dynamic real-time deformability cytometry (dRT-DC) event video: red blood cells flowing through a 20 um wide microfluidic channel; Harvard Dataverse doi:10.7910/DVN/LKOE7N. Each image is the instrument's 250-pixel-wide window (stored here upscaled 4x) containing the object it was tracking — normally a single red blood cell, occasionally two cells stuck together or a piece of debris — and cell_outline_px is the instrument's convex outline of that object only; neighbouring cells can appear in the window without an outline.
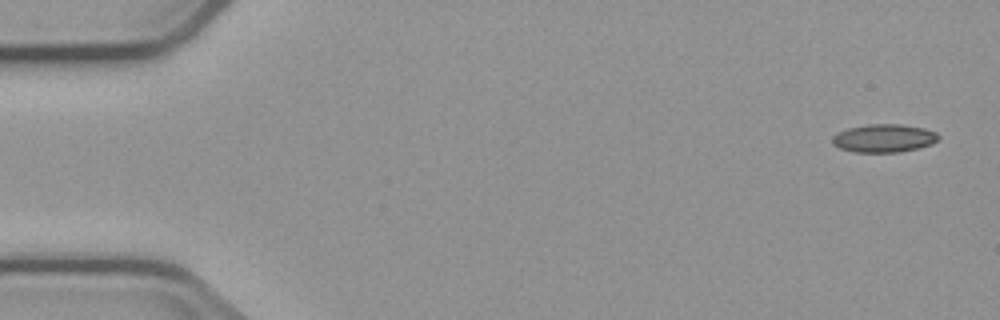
{"species": "common noctule bat (a hibernating species)", "species_latin": "Nyctalus noctula", "temperature_condition": "cold", "stored_images_in_passage": 6, "camera_frame_rate_fps": 3000, "um_per_image_px": 0.085, "animal": {"sex": "male", "body_mass_g": 23.1, "forearm_length_mm": 52.7}, "frame": {"image": 1, "passage_image": 1, "time_ms": 0.0, "image_size_px": [1000, 320], "cell_outline_px": [[940, 136], [932, 144], [900, 152], [856, 152], [840, 148], [832, 144], [832, 136], [836, 132], [848, 128], [868, 124], [900, 124], [924, 128], [936, 132]], "centroid_in_image_um": [75.1, 11.74], "position_along_channel_um": 9.9, "area_um2": 17.4}}